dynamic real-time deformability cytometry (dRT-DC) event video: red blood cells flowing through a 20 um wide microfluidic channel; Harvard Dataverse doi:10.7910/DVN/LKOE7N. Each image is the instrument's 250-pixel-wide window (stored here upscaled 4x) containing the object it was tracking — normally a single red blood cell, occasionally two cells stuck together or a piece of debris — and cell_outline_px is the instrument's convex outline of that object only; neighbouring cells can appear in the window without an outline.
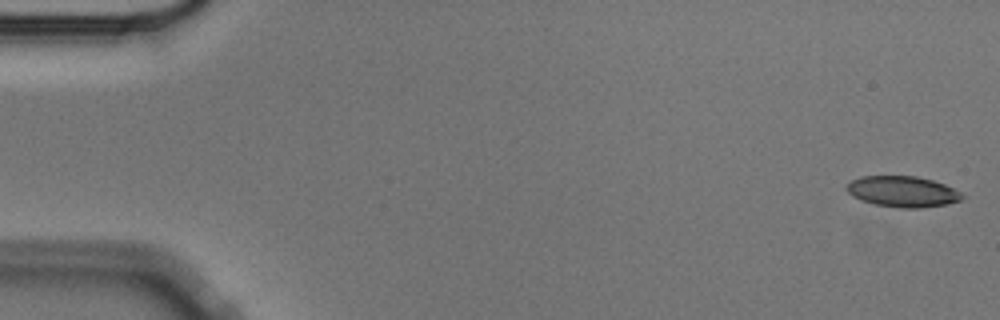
{"species": "Egyptian fruit bat (a non-hibernating species)", "species_latin": "Rousettus aegyptiacus", "temperature_condition": "cold", "stored_images_in_passage": 56, "camera_frame_rate_fps": 3000, "um_per_image_px": 0.085, "animal": {"sex": "male"}, "frame": {"image": 1, "passage_image": 1, "time_ms": 0.0, "image_size_px": [1000, 320], "cell_outline_px": [[964, 196], [960, 200], [948, 204], [916, 208], [900, 208], [876, 204], [860, 200], [852, 196], [848, 192], [848, 184], [852, 180], [860, 176], [916, 176], [932, 180], [944, 184], [960, 192]], "centroid_in_image_um": [76.72, 16.28], "position_along_channel_um": 8.3, "area_um2": 20.58}}
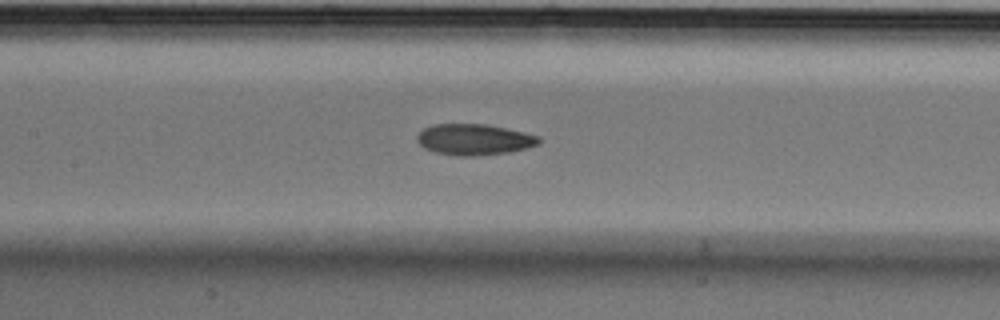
{"frame": {"image": 2, "passage_image": 26, "time_ms": 8.333, "image_size_px": [1000, 320], "cell_outline_px": [[540, 144], [528, 148], [508, 152], [476, 156], [460, 156], [436, 152], [424, 148], [416, 140], [416, 136], [424, 128], [432, 124], [488, 124], [524, 132], [540, 136]], "centroid_in_image_um": [40.32, 11.85], "position_along_channel_um": 167.1, "area_um2": 22.14}}
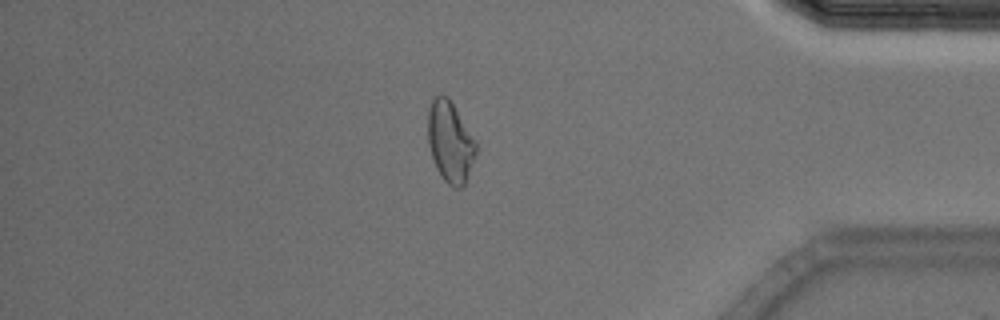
{"frame": {"image": 3, "passage_image": 48, "time_ms": 15.667, "image_size_px": [1000, 320], "cell_outline_px": [[476, 152], [464, 184], [460, 188], [452, 188], [440, 176], [436, 168], [428, 144], [428, 108], [432, 100], [436, 96], [448, 96], [476, 140]], "centroid_in_image_um": [38.25, 12.06], "position_along_channel_um": 396.9, "area_um2": 22.54}, "authors_computed_cell_mechanics": {"area_um2": 22.0218, "velocity_mm_per_s": 3.5406, "shape_relaxation_time_tau1_ms": 6.3302, "shape_relaxation_time_tau2_ms": 5.155, "deformation_change_tau1": 0.1336, "deformation_change_tau2": 0.1174}}